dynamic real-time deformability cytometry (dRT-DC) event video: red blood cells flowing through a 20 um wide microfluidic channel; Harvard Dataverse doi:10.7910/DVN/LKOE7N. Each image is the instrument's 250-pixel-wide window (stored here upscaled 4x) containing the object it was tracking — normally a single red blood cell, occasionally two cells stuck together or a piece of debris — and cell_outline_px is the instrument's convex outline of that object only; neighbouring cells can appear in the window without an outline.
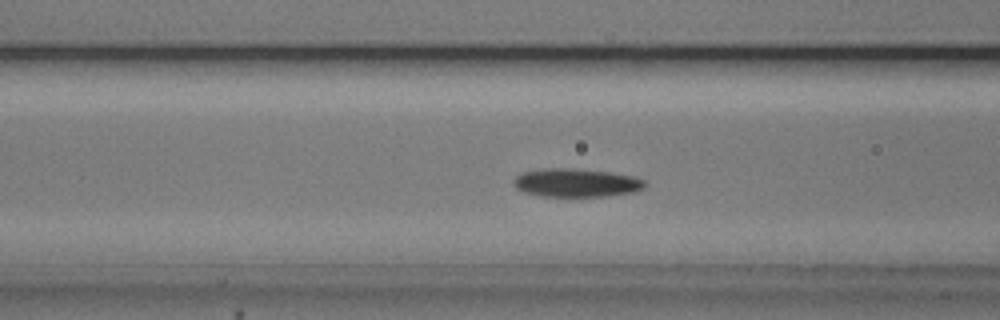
{"species": "common noctule bat (a hibernating species)", "species_latin": "Nyctalus noctula", "temperature_condition": "cold", "stored_images_in_passage": 50, "camera_frame_rate_fps": 3000, "um_per_image_px": 0.085, "animal": {"sex": "male", "body_mass_g": 20.5, "forearm_length_mm": 52.5}, "frame": {"image": 1, "passage_image": 17, "time_ms": 5.333, "image_size_px": [1000, 320], "cell_outline_px": [[648, 184], [644, 188], [632, 192], [608, 196], [540, 196], [524, 192], [516, 188], [512, 184], [512, 180], [520, 172], [544, 168], [572, 168], [608, 172], [632, 176], [644, 180]], "centroid_in_image_um": [48.93, 15.53], "position_along_channel_um": 117.7, "area_um2": 21.85}}
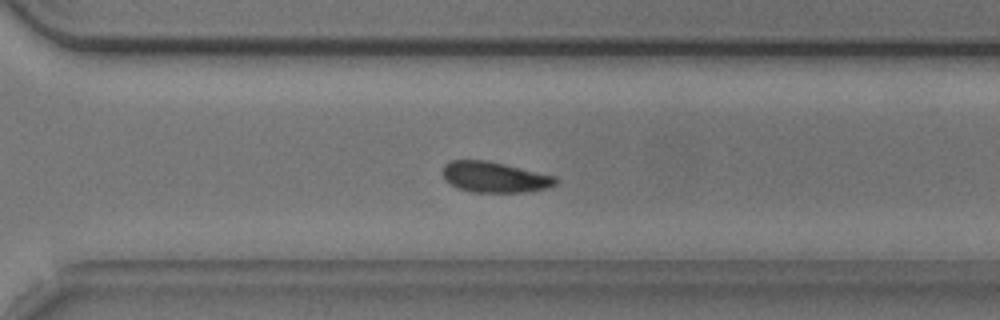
{"frame": {"image": 2, "passage_image": 34, "time_ms": 11.0, "image_size_px": [1000, 320], "cell_outline_px": [[556, 184], [548, 188], [528, 192], [472, 192], [456, 188], [444, 180], [444, 164], [452, 160], [488, 160], [556, 176]], "centroid_in_image_um": [42.04, 15.06], "position_along_channel_um": 328.6, "area_um2": 20.29}}
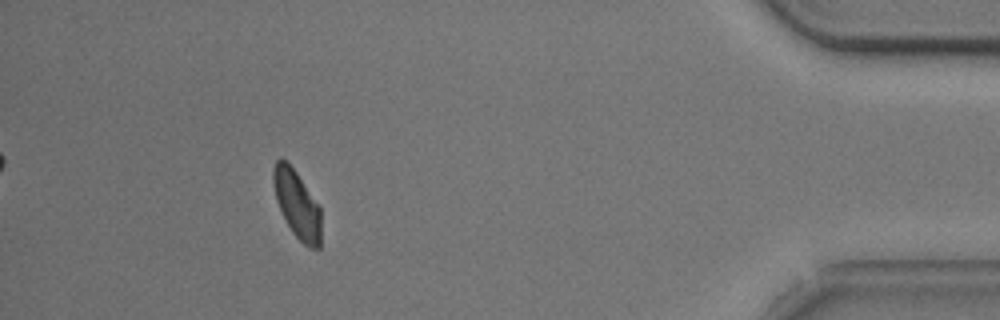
{"frame": {"image": 3, "passage_image": 45, "time_ms": 14.667, "image_size_px": [1000, 320], "cell_outline_px": [[320, 248], [308, 248], [292, 232], [276, 200], [272, 180], [272, 168], [276, 160], [280, 156], [296, 172], [320, 204]], "centroid_in_image_um": [25.24, 17.34], "position_along_channel_um": 410.0, "area_um2": 18.84}, "authors_computed_cell_mechanics": {"area_um2": 20.5768, "velocity_mm_per_s": 3.7265, "shape_relaxation_time_tau1_ms": 2.0317, "shape_relaxation_time_tau2_ms": 3.2973, "deformation_change_tau1": 0.1044, "deformation_change_tau2": 0.0816}}